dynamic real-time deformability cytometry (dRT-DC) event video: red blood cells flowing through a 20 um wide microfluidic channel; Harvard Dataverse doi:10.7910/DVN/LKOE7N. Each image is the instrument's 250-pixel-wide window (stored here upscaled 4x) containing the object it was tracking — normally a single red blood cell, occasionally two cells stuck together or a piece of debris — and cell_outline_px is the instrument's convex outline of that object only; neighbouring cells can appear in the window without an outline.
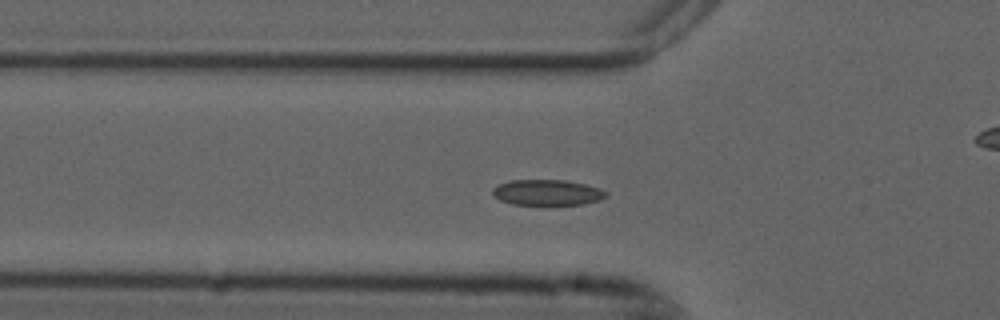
{"species": "common noctule bat (a hibernating species)", "species_latin": "Nyctalus noctula", "temperature_condition": "cold", "stored_images_in_passage": 54, "camera_frame_rate_fps": 3000, "um_per_image_px": 0.085, "animal": {"sex": "male", "forearm_length_mm": 52.5}, "frame": {"image": 1, "passage_image": 16, "time_ms": 5.0, "image_size_px": [1000, 320], "cell_outline_px": [[608, 196], [600, 200], [584, 204], [512, 204], [500, 200], [492, 196], [492, 188], [508, 180], [564, 180], [584, 184], [600, 188], [608, 192]], "centroid_in_image_um": [46.51, 16.36], "position_along_channel_um": 79.3, "area_um2": 16.99}}
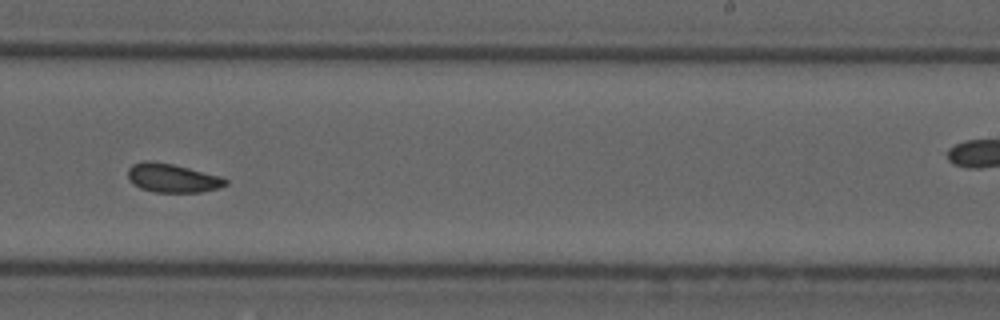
{"frame": {"image": 2, "passage_image": 32, "time_ms": 10.333, "image_size_px": [1000, 320], "cell_outline_px": [[228, 184], [220, 188], [200, 192], [156, 192], [140, 188], [132, 184], [128, 176], [128, 168], [132, 164], [144, 160], [148, 160], [172, 164], [220, 176], [228, 180]], "centroid_in_image_um": [14.64, 15.13], "position_along_channel_um": 274.4, "area_um2": 16.36}}
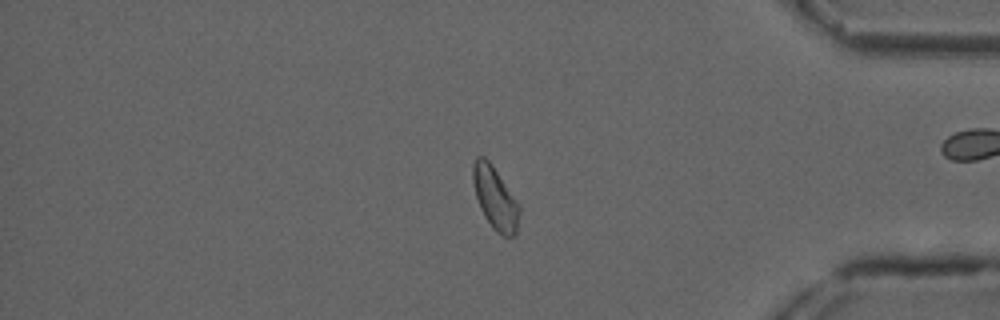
{"frame": {"image": 3, "passage_image": 44, "time_ms": 14.333, "image_size_px": [1000, 320], "cell_outline_px": [[520, 212], [516, 236], [504, 236], [496, 232], [492, 228], [484, 216], [480, 208], [476, 196], [472, 180], [472, 164], [476, 156], [484, 156], [492, 164], [520, 204]], "centroid_in_image_um": [42.09, 16.83], "position_along_channel_um": 393.1, "area_um2": 17.22}, "authors_computed_cell_mechanics": {"area_um2": 16.9065, "velocity_mm_per_s": 3.667, "shape_relaxation_time_tau1_ms": 4.0776, "shape_relaxation_time_tau2_ms": 2.7002, "deformation_change_tau1": 0.0938, "deformation_change_tau2": 0.0555}}